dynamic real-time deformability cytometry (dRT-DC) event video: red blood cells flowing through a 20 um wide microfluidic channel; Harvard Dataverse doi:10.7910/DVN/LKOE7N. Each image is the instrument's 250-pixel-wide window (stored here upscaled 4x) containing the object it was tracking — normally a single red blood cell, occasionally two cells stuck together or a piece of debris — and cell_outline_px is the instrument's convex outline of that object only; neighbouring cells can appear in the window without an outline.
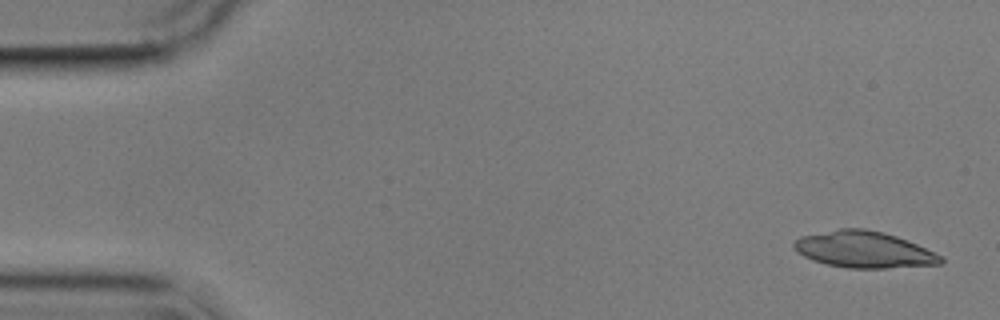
{"species": "common noctule bat (a hibernating species)", "species_latin": "Nyctalus noctula", "temperature_condition": "cold", "stored_images_in_passage": 56, "camera_frame_rate_fps": 3000, "um_per_image_px": 0.085, "animal": {"sex": "male", "body_mass_g": 17.9}, "frame": {"image": 1, "passage_image": 2, "time_ms": 0.333, "image_size_px": [1000, 320], "cell_outline_px": [[944, 260], [940, 264], [888, 268], [848, 268], [828, 264], [812, 260], [796, 252], [792, 248], [792, 244], [800, 236], [840, 228], [864, 228], [884, 232], [908, 240], [944, 256]], "centroid_in_image_um": [73.44, 21.21], "position_along_channel_um": 11.6, "area_um2": 31.39}}